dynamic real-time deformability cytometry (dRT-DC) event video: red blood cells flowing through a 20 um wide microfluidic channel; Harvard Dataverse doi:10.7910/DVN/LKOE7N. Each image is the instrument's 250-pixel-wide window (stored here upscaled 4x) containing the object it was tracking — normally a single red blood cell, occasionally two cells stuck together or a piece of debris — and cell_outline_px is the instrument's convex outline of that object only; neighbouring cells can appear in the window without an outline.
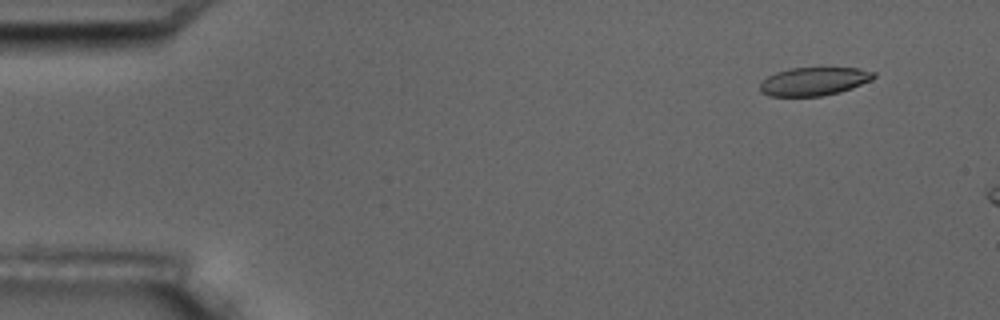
{"species": "common noctule bat (a hibernating species)", "species_latin": "Nyctalus noctula", "temperature_condition": "room temperature", "stored_images_in_passage": 6, "camera_frame_rate_fps": 3000, "um_per_image_px": 0.085, "animal": {"sex": "male", "body_mass_g": 17.5, "forearm_length_mm": 52.3}, "frame": {"image": 1, "passage_image": 2, "time_ms": 1.333, "image_size_px": [1000, 320], "cell_outline_px": [[876, 76], [872, 80], [852, 88], [840, 92], [820, 96], [768, 96], [760, 92], [760, 84], [768, 76], [776, 72], [792, 68], [860, 68], [876, 72]], "centroid_in_image_um": [69.21, 6.92], "position_along_channel_um": 15.8, "area_um2": 18.79}}
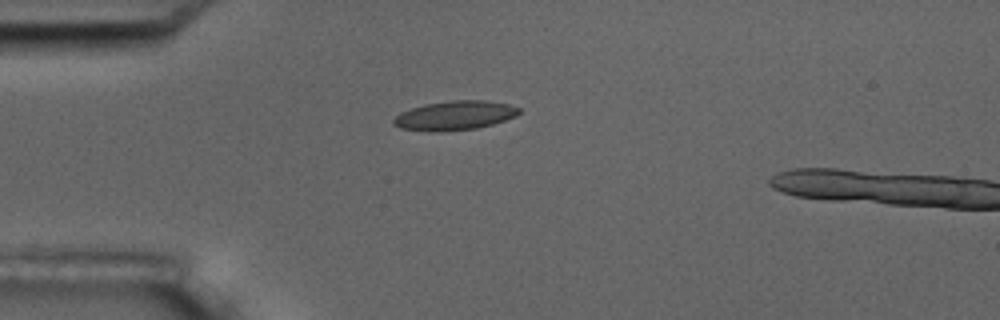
{"frame": {"image": 2, "passage_image": 5, "time_ms": 4.667, "image_size_px": [1000, 320], "cell_outline_px": [[520, 112], [516, 116], [492, 124], [476, 128], [436, 132], [428, 132], [400, 128], [392, 124], [392, 120], [400, 112], [424, 104], [452, 100], [484, 100], [508, 104], [520, 108]], "centroid_in_image_um": [38.62, 9.82], "position_along_channel_um": 46.4, "area_um2": 21.39}}